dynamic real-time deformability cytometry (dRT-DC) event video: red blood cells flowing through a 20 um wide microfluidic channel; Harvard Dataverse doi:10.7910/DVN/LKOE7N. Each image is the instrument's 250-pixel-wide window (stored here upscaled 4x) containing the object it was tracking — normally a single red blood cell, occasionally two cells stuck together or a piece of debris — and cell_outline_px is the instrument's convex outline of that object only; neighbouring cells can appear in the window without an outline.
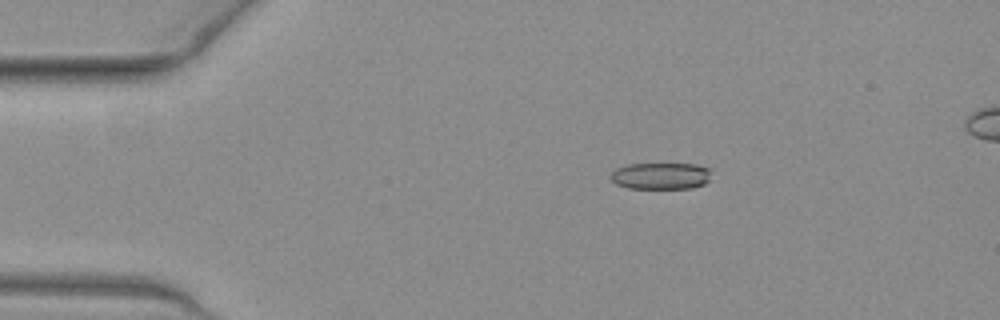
{"species": "common noctule bat (a hibernating species)", "species_latin": "Nyctalus noctula", "temperature_condition": "warm", "stored_images_in_passage": 43, "camera_frame_rate_fps": 3000, "um_per_image_px": 0.085, "animal": {"sex": "female", "body_mass_g": 19.3, "forearm_length_mm": 54.1}, "frame": {"image": 1, "passage_image": 1, "time_ms": 0.0, "image_size_px": [1000, 320], "cell_outline_px": [[712, 168], [708, 180], [704, 184], [692, 188], [628, 188], [616, 184], [608, 176], [616, 168], [624, 164], [696, 164]], "centroid_in_image_um": [56.16, 14.94], "position_along_channel_um": 28.8, "area_um2": 15.84}}
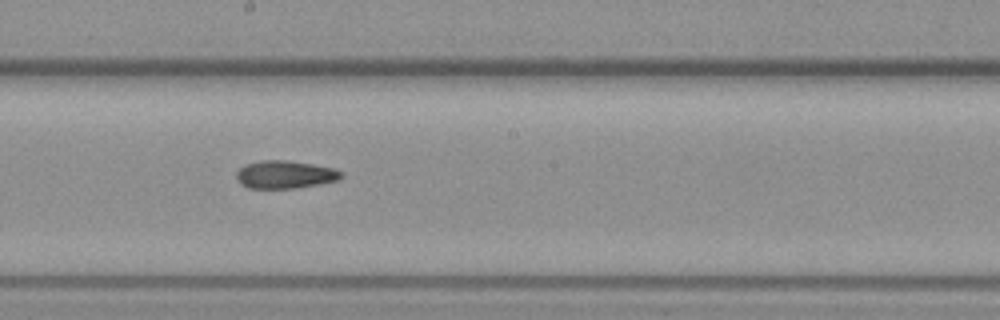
{"frame": {"image": 2, "passage_image": 20, "time_ms": 6.333, "image_size_px": [1000, 320], "cell_outline_px": [[344, 176], [340, 180], [296, 188], [248, 188], [240, 184], [236, 176], [236, 172], [244, 164], [260, 160], [288, 160], [312, 164], [332, 168], [344, 172]], "centroid_in_image_um": [24.23, 14.83], "position_along_channel_um": 224.0, "area_um2": 17.17}}
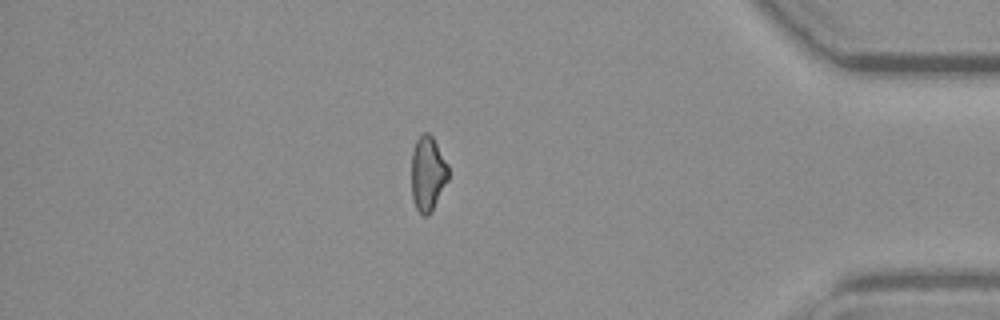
{"frame": {"image": 3, "passage_image": 36, "time_ms": 11.667, "image_size_px": [1000, 320], "cell_outline_px": [[448, 180], [432, 212], [428, 216], [424, 216], [416, 208], [412, 200], [412, 152], [416, 140], [424, 132], [428, 132], [432, 136], [448, 164]], "centroid_in_image_um": [36.36, 14.78], "position_along_channel_um": 398.8, "area_um2": 16.13}}